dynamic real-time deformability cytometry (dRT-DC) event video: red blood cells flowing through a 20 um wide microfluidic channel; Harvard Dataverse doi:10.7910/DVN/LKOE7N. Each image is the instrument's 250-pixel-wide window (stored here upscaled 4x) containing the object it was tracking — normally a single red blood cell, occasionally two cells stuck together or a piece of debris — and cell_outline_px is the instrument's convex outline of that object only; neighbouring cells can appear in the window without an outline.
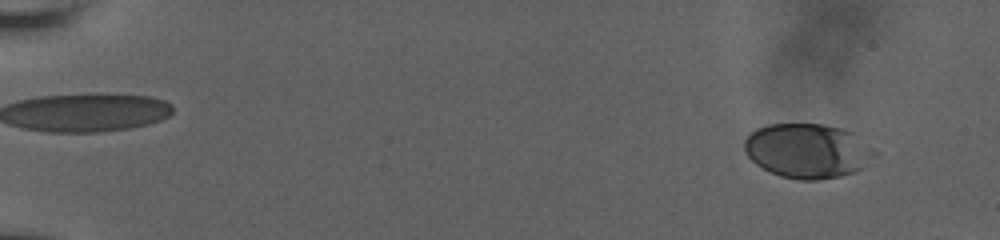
{"species": "human", "species_latin": "Homo sapiens", "temperature_condition": "room temperature", "stored_images_in_passage": 55, "camera_frame_rate_fps": 3000, "um_per_image_px": 0.085, "donor": {"sex": "male"}, "frame": {"image": 1, "passage_image": 6, "time_ms": 1.667, "image_size_px": [1000, 240], "cell_outline_px": [[880, 152], [876, 156], [856, 172], [840, 176], [820, 180], [800, 180], [780, 176], [756, 164], [748, 156], [744, 148], [744, 140], [756, 128], [768, 124], [824, 124], [840, 128], [852, 132]], "centroid_in_image_um": [68.68, 12.82], "position_along_channel_um": 16.3, "area_um2": 41.56}}
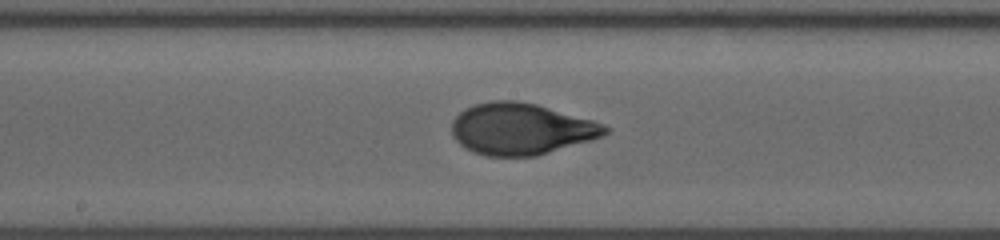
{"frame": {"image": 2, "passage_image": 34, "time_ms": 11.0, "image_size_px": [1000, 240], "cell_outline_px": [[612, 128], [608, 132], [592, 140], [536, 156], [484, 156], [472, 152], [464, 148], [452, 136], [452, 120], [464, 108], [476, 104], [492, 100], [516, 100], [536, 104], [592, 120], [604, 124]], "centroid_in_image_um": [44.27, 10.96], "position_along_channel_um": 203.9, "area_um2": 46.18}}
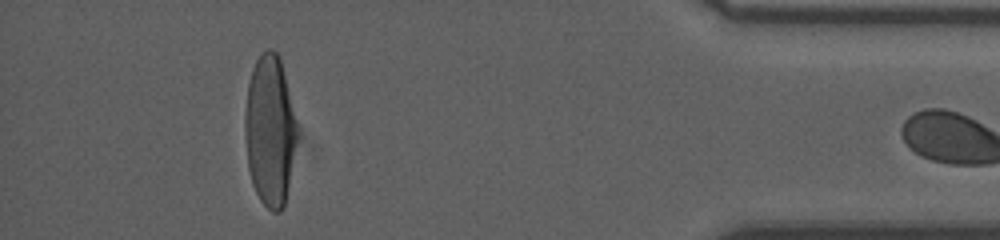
{"frame": {"image": 3, "passage_image": 54, "time_ms": 17.667, "image_size_px": [1000, 240], "cell_outline_px": [[296, 140], [288, 184], [284, 204], [280, 212], [272, 212], [260, 200], [252, 184], [248, 168], [244, 136], [244, 112], [248, 84], [252, 68], [256, 60], [268, 48], [272, 48], [280, 56], [296, 120]], "centroid_in_image_um": [22.91, 11.07], "position_along_channel_um": 412.3, "area_um2": 45.55}}